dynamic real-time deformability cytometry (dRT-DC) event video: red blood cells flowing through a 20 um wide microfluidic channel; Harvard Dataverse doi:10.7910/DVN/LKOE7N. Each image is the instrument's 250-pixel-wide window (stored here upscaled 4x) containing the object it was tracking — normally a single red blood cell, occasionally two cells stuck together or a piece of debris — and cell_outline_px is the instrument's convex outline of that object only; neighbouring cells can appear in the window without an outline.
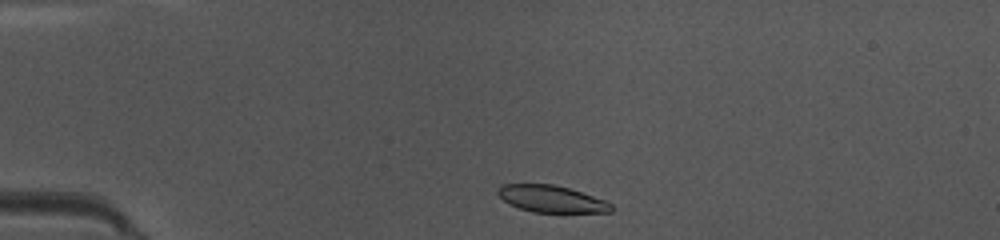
{"species": "common noctule bat (a hibernating species)", "species_latin": "Nyctalus noctula", "temperature_condition": "warm", "stored_images_in_passage": 38, "camera_frame_rate_fps": 3000, "um_per_image_px": 0.085, "animal": {"sex": "female", "body_mass_g": 10.0, "forearm_length_mm": 53.1}, "frame": {"image": 1, "passage_image": 1, "time_ms": 0.0, "image_size_px": [1000, 240], "cell_outline_px": [[616, 208], [612, 212], [532, 212], [508, 204], [496, 192], [504, 184], [552, 184], [568, 188], [604, 200], [612, 204]], "centroid_in_image_um": [46.89, 16.92], "position_along_channel_um": 38.1, "area_um2": 17.57}}
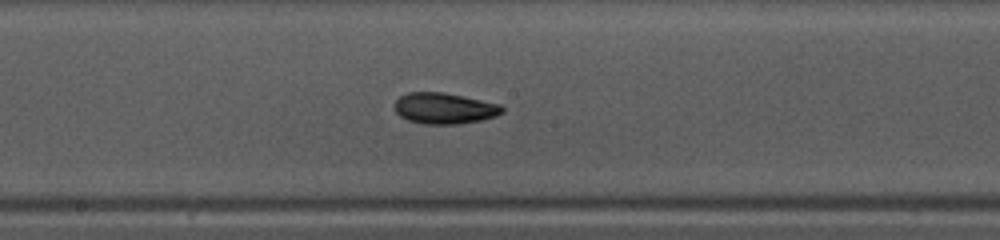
{"frame": {"image": 2, "passage_image": 16, "time_ms": 5.0, "image_size_px": [1000, 240], "cell_outline_px": [[504, 112], [496, 116], [480, 120], [460, 124], [424, 124], [408, 120], [400, 116], [396, 112], [396, 100], [400, 96], [408, 92], [444, 92], [464, 96], [500, 104], [504, 108]], "centroid_in_image_um": [37.79, 9.2], "position_along_channel_um": 210.4, "area_um2": 19.48}}
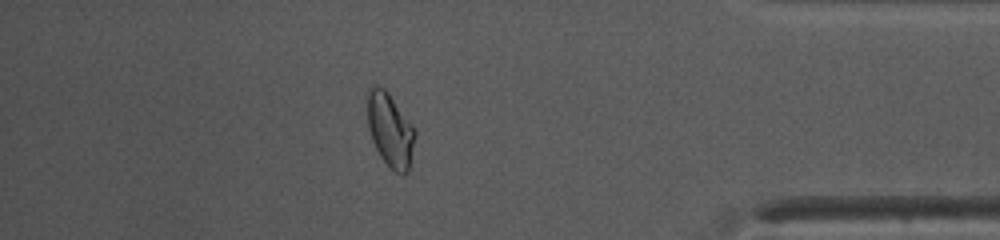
{"frame": {"image": 3, "passage_image": 32, "time_ms": 10.333, "image_size_px": [1000, 240], "cell_outline_px": [[416, 132], [408, 172], [404, 176], [396, 172], [380, 156], [372, 140], [368, 128], [368, 88], [376, 84], [384, 88], [388, 92], [412, 124]], "centroid_in_image_um": [33.16, 11.03], "position_along_channel_um": 402.0, "area_um2": 20.29}, "authors_computed_cell_mechanics": {"area_um2": 19.2474, "velocity_mm_per_s": 4.1545, "shape_relaxation_time_tau1_ms": 2.6994, "shape_relaxation_time_tau2_ms": 1.8475, "deformation_change_tau1": 0.1317, "deformation_change_tau2": 0.0742}}